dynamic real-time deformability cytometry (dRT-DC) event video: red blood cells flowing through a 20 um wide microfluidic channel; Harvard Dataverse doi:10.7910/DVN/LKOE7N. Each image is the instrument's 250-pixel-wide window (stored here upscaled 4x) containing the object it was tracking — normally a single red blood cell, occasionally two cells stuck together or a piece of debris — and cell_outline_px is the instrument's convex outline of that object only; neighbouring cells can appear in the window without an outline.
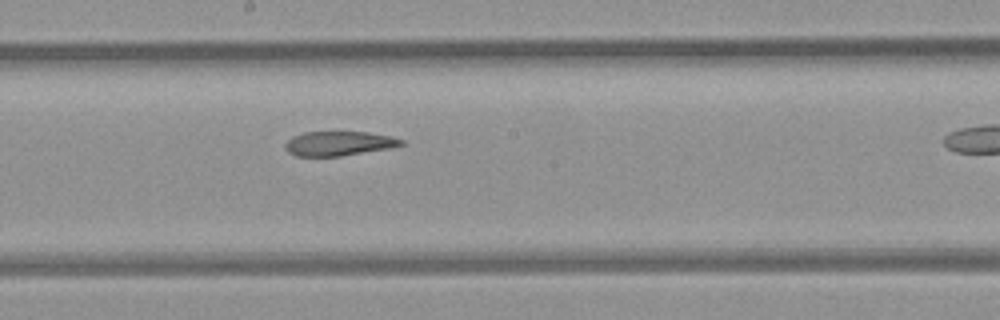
{"species": "common noctule bat (a hibernating species)", "species_latin": "Nyctalus noctula", "temperature_condition": "room temperature", "stored_images_in_passage": 6, "segment_of_instrument_passage": [1, 2], "camera_frame_rate_fps": 3000, "um_per_image_px": 0.085, "animal": {"sex": "female", "body_mass_g": 21.9}, "frame": {"image": 1, "passage_image": 5, "time_ms": 5.333, "image_size_px": [1000, 320], "cell_outline_px": [[404, 144], [388, 148], [340, 156], [296, 156], [288, 152], [284, 148], [284, 144], [292, 136], [304, 132], [368, 132], [392, 136], [404, 140]], "centroid_in_image_um": [28.77, 12.19], "position_along_channel_um": 219.4, "area_um2": 16.47}}